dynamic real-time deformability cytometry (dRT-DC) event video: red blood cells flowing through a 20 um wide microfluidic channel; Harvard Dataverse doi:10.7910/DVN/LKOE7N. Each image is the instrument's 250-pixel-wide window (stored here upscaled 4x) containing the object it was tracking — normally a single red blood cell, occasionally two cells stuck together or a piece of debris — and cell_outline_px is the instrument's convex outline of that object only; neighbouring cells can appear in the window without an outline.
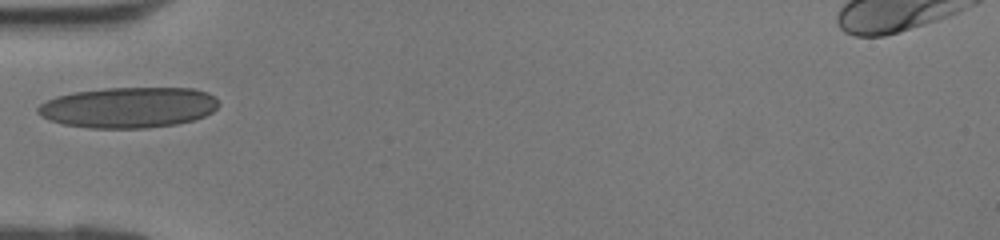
{"species": "human", "species_latin": "Homo sapiens", "temperature_condition": "room temperature", "stored_images_in_passage": 28, "camera_frame_rate_fps": 3000, "um_per_image_px": 0.085, "donor": {"sex": "female"}, "frame": {"image": 1, "passage_image": 1, "time_ms": 0.0, "image_size_px": [1000, 240], "cell_outline_px": [[220, 104], [212, 112], [204, 116], [192, 120], [176, 124], [148, 128], [88, 128], [64, 124], [40, 116], [36, 112], [36, 108], [40, 104], [56, 96], [72, 92], [104, 88], [192, 88], [208, 92]], "centroid_in_image_um": [10.91, 9.13], "position_along_channel_um": 74.1, "area_um2": 42.95}}
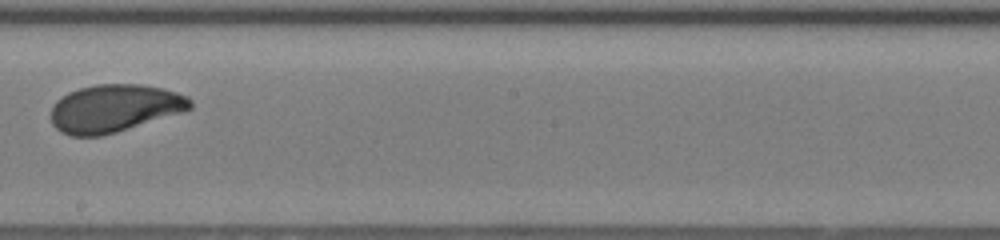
{"frame": {"image": 2, "passage_image": 11, "time_ms": 3.333, "image_size_px": [1000, 240], "cell_outline_px": [[192, 108], [180, 112], [116, 132], [100, 136], [72, 136], [60, 132], [52, 124], [52, 108], [56, 100], [68, 92], [80, 88], [96, 84], [140, 84], [164, 88], [188, 96], [192, 100]], "centroid_in_image_um": [9.71, 9.19], "position_along_channel_um": 238.5, "area_um2": 38.49}}
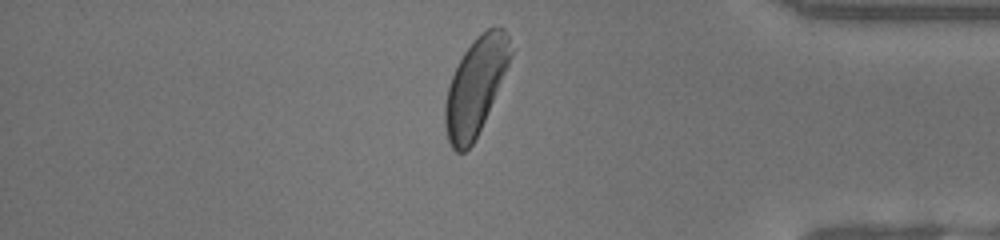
{"frame": {"image": 3, "passage_image": 22, "time_ms": 7.0, "image_size_px": [1000, 240], "cell_outline_px": [[512, 52], [508, 64], [484, 120], [472, 144], [464, 152], [456, 152], [452, 148], [448, 140], [444, 124], [444, 108], [448, 88], [452, 76], [464, 52], [476, 36], [488, 28], [504, 28], [508, 36]], "centroid_in_image_um": [40.39, 7.34], "position_along_channel_um": 394.8, "area_um2": 35.95}}